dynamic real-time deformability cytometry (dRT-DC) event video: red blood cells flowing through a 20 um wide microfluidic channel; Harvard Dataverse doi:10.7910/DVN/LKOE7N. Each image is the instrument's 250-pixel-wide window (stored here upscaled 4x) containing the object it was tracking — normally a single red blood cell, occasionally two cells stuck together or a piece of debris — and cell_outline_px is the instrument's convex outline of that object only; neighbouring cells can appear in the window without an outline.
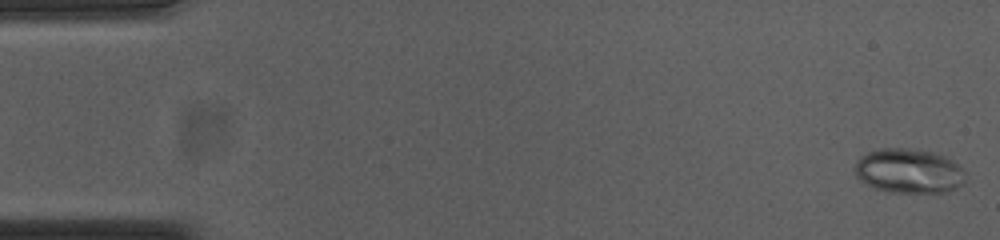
{"species": "common noctule bat (a hibernating species)", "species_latin": "Nyctalus noctula", "temperature_condition": "cold", "stored_images_in_passage": 54, "camera_frame_rate_fps": 3000, "um_per_image_px": 0.085, "animal": {"sex": "female", "body_mass_g": 23.0, "forearm_length_mm": 53.4}, "frame": {"image": 1, "passage_image": 1, "time_ms": 0.0, "image_size_px": [1000, 240], "cell_outline_px": [[964, 184], [956, 188], [944, 192], [892, 192], [876, 188], [860, 180], [856, 176], [856, 160], [860, 156], [868, 152], [880, 148], [904, 148], [932, 152], [944, 156], [952, 160], [964, 172]], "centroid_in_image_um": [77.24, 14.53], "position_along_channel_um": 7.8, "area_um2": 28.38}}
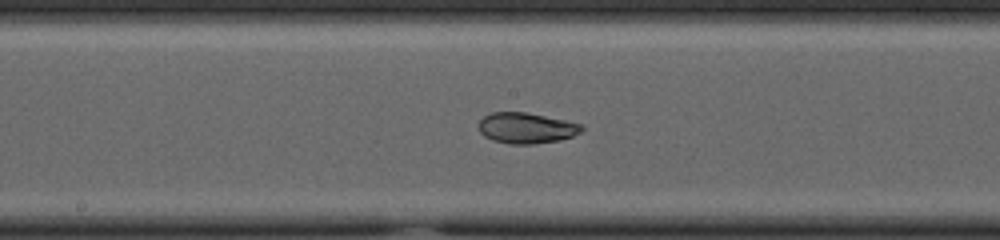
{"frame": {"image": 2, "passage_image": 28, "time_ms": 9.0, "image_size_px": [1000, 240], "cell_outline_px": [[584, 128], [580, 132], [572, 136], [560, 140], [532, 144], [512, 144], [492, 140], [484, 136], [480, 132], [476, 124], [484, 116], [492, 112], [524, 112], [564, 120], [580, 124]], "centroid_in_image_um": [44.68, 10.88], "position_along_channel_um": 203.5, "area_um2": 18.38}}
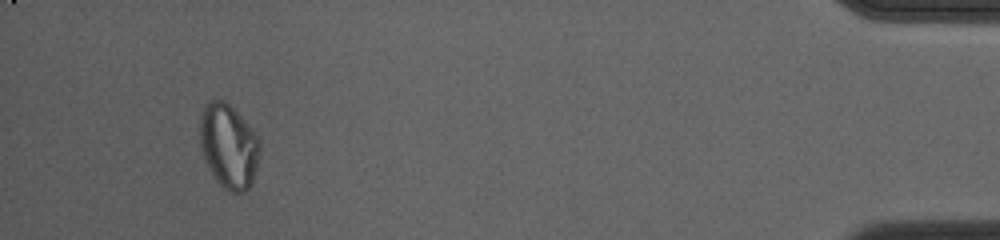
{"frame": {"image": 3, "passage_image": 51, "time_ms": 16.667, "image_size_px": [1000, 240], "cell_outline_px": [[260, 152], [252, 184], [244, 192], [228, 192], [216, 180], [204, 156], [200, 144], [200, 120], [204, 108], [208, 100], [216, 96], [224, 100], [236, 112], [260, 140]], "centroid_in_image_um": [19.43, 12.41], "position_along_channel_um": 415.8, "area_um2": 29.13}}